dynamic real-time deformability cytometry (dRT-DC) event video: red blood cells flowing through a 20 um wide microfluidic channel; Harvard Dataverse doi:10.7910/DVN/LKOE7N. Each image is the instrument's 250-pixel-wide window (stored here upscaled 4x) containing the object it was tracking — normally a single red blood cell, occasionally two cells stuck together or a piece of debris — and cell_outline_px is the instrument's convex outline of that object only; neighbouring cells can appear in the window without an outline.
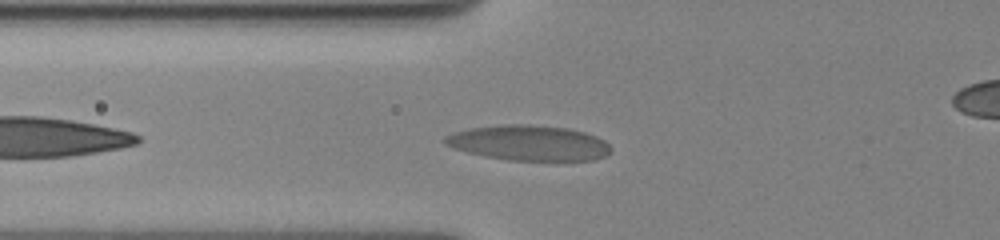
{"species": "human", "species_latin": "Homo sapiens", "temperature_condition": "cold", "stored_images_in_passage": 37, "camera_frame_rate_fps": 3000, "um_per_image_px": 0.085, "donor": {"sex": "female"}, "frame": {"image": 1, "passage_image": 3, "time_ms": 0.667, "image_size_px": [1000, 240], "cell_outline_px": [[612, 148], [604, 156], [596, 160], [508, 160], [484, 156], [452, 148], [444, 144], [444, 136], [468, 128], [508, 124], [520, 124], [568, 128], [584, 132], [596, 136], [604, 140]], "centroid_in_image_um": [44.93, 12.15], "position_along_channel_um": 80.9, "area_um2": 33.93}}
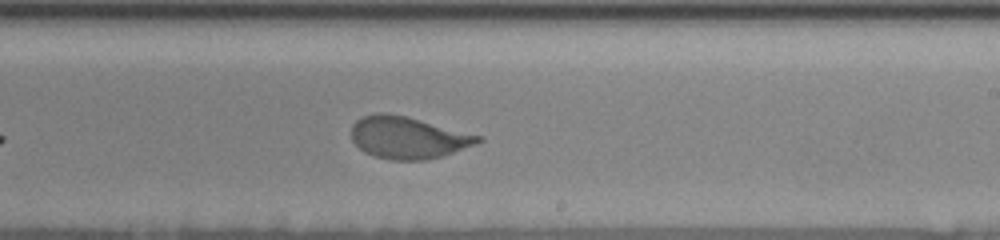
{"frame": {"image": 2, "passage_image": 18, "time_ms": 5.667, "image_size_px": [1000, 240], "cell_outline_px": [[484, 140], [452, 152], [428, 160], [388, 160], [364, 152], [352, 140], [352, 124], [356, 120], [364, 116], [376, 112], [384, 112], [408, 116], [484, 136]], "centroid_in_image_um": [34.68, 11.68], "position_along_channel_um": 254.3, "area_um2": 31.1}}
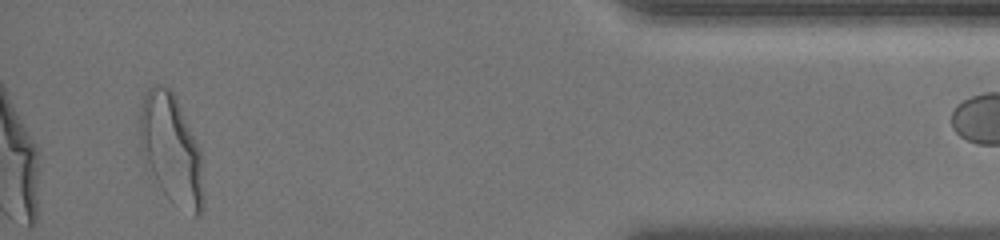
{"frame": {"image": 3, "passage_image": 36, "time_ms": 11.667, "image_size_px": [1000, 240], "cell_outline_px": [[204, 204], [200, 216], [196, 216], [172, 204], [168, 200], [144, 164], [140, 144], [140, 108], [144, 96], [148, 88], [152, 84], [164, 84], [176, 96], [200, 148], [204, 196]], "centroid_in_image_um": [14.56, 12.71], "position_along_channel_um": 420.6, "area_um2": 41.27}}